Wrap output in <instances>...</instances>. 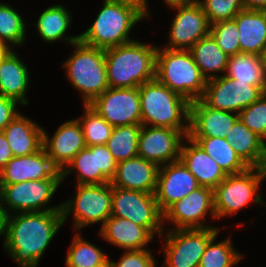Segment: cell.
<instances>
[{
    "label": "cell",
    "mask_w": 266,
    "mask_h": 267,
    "mask_svg": "<svg viewBox=\"0 0 266 267\" xmlns=\"http://www.w3.org/2000/svg\"><path fill=\"white\" fill-rule=\"evenodd\" d=\"M62 226L61 210L10 214L4 218L3 248L19 267H37Z\"/></svg>",
    "instance_id": "obj_1"
},
{
    "label": "cell",
    "mask_w": 266,
    "mask_h": 267,
    "mask_svg": "<svg viewBox=\"0 0 266 267\" xmlns=\"http://www.w3.org/2000/svg\"><path fill=\"white\" fill-rule=\"evenodd\" d=\"M157 48L134 40L105 49L108 86L135 88L155 79Z\"/></svg>",
    "instance_id": "obj_2"
},
{
    "label": "cell",
    "mask_w": 266,
    "mask_h": 267,
    "mask_svg": "<svg viewBox=\"0 0 266 267\" xmlns=\"http://www.w3.org/2000/svg\"><path fill=\"white\" fill-rule=\"evenodd\" d=\"M139 88L141 125L166 127L189 133L190 102L156 78Z\"/></svg>",
    "instance_id": "obj_3"
},
{
    "label": "cell",
    "mask_w": 266,
    "mask_h": 267,
    "mask_svg": "<svg viewBox=\"0 0 266 267\" xmlns=\"http://www.w3.org/2000/svg\"><path fill=\"white\" fill-rule=\"evenodd\" d=\"M155 78L189 102L201 99L207 80L190 50L157 48Z\"/></svg>",
    "instance_id": "obj_4"
},
{
    "label": "cell",
    "mask_w": 266,
    "mask_h": 267,
    "mask_svg": "<svg viewBox=\"0 0 266 267\" xmlns=\"http://www.w3.org/2000/svg\"><path fill=\"white\" fill-rule=\"evenodd\" d=\"M93 24L79 35V40L92 47L107 49L134 41L130 31L144 16L134 7L115 0H103Z\"/></svg>",
    "instance_id": "obj_5"
},
{
    "label": "cell",
    "mask_w": 266,
    "mask_h": 267,
    "mask_svg": "<svg viewBox=\"0 0 266 267\" xmlns=\"http://www.w3.org/2000/svg\"><path fill=\"white\" fill-rule=\"evenodd\" d=\"M71 56L63 62L71 86L82 95L83 105H89L109 88L104 49L88 46L80 40L73 43Z\"/></svg>",
    "instance_id": "obj_6"
},
{
    "label": "cell",
    "mask_w": 266,
    "mask_h": 267,
    "mask_svg": "<svg viewBox=\"0 0 266 267\" xmlns=\"http://www.w3.org/2000/svg\"><path fill=\"white\" fill-rule=\"evenodd\" d=\"M266 180V168L249 167L246 171L239 174L227 175L213 189L214 210L216 219L225 216H233L238 211L251 202L257 205H263L266 208V202L262 199L263 181Z\"/></svg>",
    "instance_id": "obj_7"
},
{
    "label": "cell",
    "mask_w": 266,
    "mask_h": 267,
    "mask_svg": "<svg viewBox=\"0 0 266 267\" xmlns=\"http://www.w3.org/2000/svg\"><path fill=\"white\" fill-rule=\"evenodd\" d=\"M75 188V196L61 203L63 225L73 213L76 232L91 224L101 222L102 226L111 216L112 184H76Z\"/></svg>",
    "instance_id": "obj_8"
},
{
    "label": "cell",
    "mask_w": 266,
    "mask_h": 267,
    "mask_svg": "<svg viewBox=\"0 0 266 267\" xmlns=\"http://www.w3.org/2000/svg\"><path fill=\"white\" fill-rule=\"evenodd\" d=\"M61 183L62 179H42L0 185V205L4 215L61 210V204L48 205Z\"/></svg>",
    "instance_id": "obj_9"
},
{
    "label": "cell",
    "mask_w": 266,
    "mask_h": 267,
    "mask_svg": "<svg viewBox=\"0 0 266 267\" xmlns=\"http://www.w3.org/2000/svg\"><path fill=\"white\" fill-rule=\"evenodd\" d=\"M221 228L179 229L160 235L165 260L161 267H198L208 242Z\"/></svg>",
    "instance_id": "obj_10"
},
{
    "label": "cell",
    "mask_w": 266,
    "mask_h": 267,
    "mask_svg": "<svg viewBox=\"0 0 266 267\" xmlns=\"http://www.w3.org/2000/svg\"><path fill=\"white\" fill-rule=\"evenodd\" d=\"M111 216L129 219L145 227L153 236L164 232L163 213L155 194L112 186Z\"/></svg>",
    "instance_id": "obj_11"
},
{
    "label": "cell",
    "mask_w": 266,
    "mask_h": 267,
    "mask_svg": "<svg viewBox=\"0 0 266 267\" xmlns=\"http://www.w3.org/2000/svg\"><path fill=\"white\" fill-rule=\"evenodd\" d=\"M265 91L248 82H238L222 74L208 80L201 100L210 108L231 111L239 114L257 101Z\"/></svg>",
    "instance_id": "obj_12"
},
{
    "label": "cell",
    "mask_w": 266,
    "mask_h": 267,
    "mask_svg": "<svg viewBox=\"0 0 266 267\" xmlns=\"http://www.w3.org/2000/svg\"><path fill=\"white\" fill-rule=\"evenodd\" d=\"M208 213L209 216L216 220L213 189L200 186L180 201L172 204L163 213V224L166 221L172 223L173 228H169L171 230L220 228L218 226H209L205 224L206 222H203Z\"/></svg>",
    "instance_id": "obj_13"
},
{
    "label": "cell",
    "mask_w": 266,
    "mask_h": 267,
    "mask_svg": "<svg viewBox=\"0 0 266 267\" xmlns=\"http://www.w3.org/2000/svg\"><path fill=\"white\" fill-rule=\"evenodd\" d=\"M167 6L176 10L177 14L170 24L169 40L164 48L189 50L209 34L210 24L198 1L173 3Z\"/></svg>",
    "instance_id": "obj_14"
},
{
    "label": "cell",
    "mask_w": 266,
    "mask_h": 267,
    "mask_svg": "<svg viewBox=\"0 0 266 267\" xmlns=\"http://www.w3.org/2000/svg\"><path fill=\"white\" fill-rule=\"evenodd\" d=\"M89 106L111 126L141 125L139 88L106 89Z\"/></svg>",
    "instance_id": "obj_15"
},
{
    "label": "cell",
    "mask_w": 266,
    "mask_h": 267,
    "mask_svg": "<svg viewBox=\"0 0 266 267\" xmlns=\"http://www.w3.org/2000/svg\"><path fill=\"white\" fill-rule=\"evenodd\" d=\"M117 162L106 145H94L79 151L61 171L62 181L76 172L77 184L109 183L115 175Z\"/></svg>",
    "instance_id": "obj_16"
},
{
    "label": "cell",
    "mask_w": 266,
    "mask_h": 267,
    "mask_svg": "<svg viewBox=\"0 0 266 267\" xmlns=\"http://www.w3.org/2000/svg\"><path fill=\"white\" fill-rule=\"evenodd\" d=\"M185 137L180 130L142 125L138 137V156L158 166L178 161Z\"/></svg>",
    "instance_id": "obj_17"
},
{
    "label": "cell",
    "mask_w": 266,
    "mask_h": 267,
    "mask_svg": "<svg viewBox=\"0 0 266 267\" xmlns=\"http://www.w3.org/2000/svg\"><path fill=\"white\" fill-rule=\"evenodd\" d=\"M199 187L195 176L181 160L159 166L155 199L160 211L164 213Z\"/></svg>",
    "instance_id": "obj_18"
},
{
    "label": "cell",
    "mask_w": 266,
    "mask_h": 267,
    "mask_svg": "<svg viewBox=\"0 0 266 267\" xmlns=\"http://www.w3.org/2000/svg\"><path fill=\"white\" fill-rule=\"evenodd\" d=\"M86 147L83 130L77 118L62 123L52 137L43 129V148L59 171Z\"/></svg>",
    "instance_id": "obj_19"
},
{
    "label": "cell",
    "mask_w": 266,
    "mask_h": 267,
    "mask_svg": "<svg viewBox=\"0 0 266 267\" xmlns=\"http://www.w3.org/2000/svg\"><path fill=\"white\" fill-rule=\"evenodd\" d=\"M42 179H62L61 171L52 164L44 148L35 154L12 157L0 171V185Z\"/></svg>",
    "instance_id": "obj_20"
},
{
    "label": "cell",
    "mask_w": 266,
    "mask_h": 267,
    "mask_svg": "<svg viewBox=\"0 0 266 267\" xmlns=\"http://www.w3.org/2000/svg\"><path fill=\"white\" fill-rule=\"evenodd\" d=\"M239 114L217 110L201 99L190 102L189 138H223L228 135Z\"/></svg>",
    "instance_id": "obj_21"
},
{
    "label": "cell",
    "mask_w": 266,
    "mask_h": 267,
    "mask_svg": "<svg viewBox=\"0 0 266 267\" xmlns=\"http://www.w3.org/2000/svg\"><path fill=\"white\" fill-rule=\"evenodd\" d=\"M159 166L140 156L117 163L113 187L155 194Z\"/></svg>",
    "instance_id": "obj_22"
},
{
    "label": "cell",
    "mask_w": 266,
    "mask_h": 267,
    "mask_svg": "<svg viewBox=\"0 0 266 267\" xmlns=\"http://www.w3.org/2000/svg\"><path fill=\"white\" fill-rule=\"evenodd\" d=\"M186 142L190 145L188 146ZM180 160L200 186L214 189L227 174L194 140L186 136L180 148Z\"/></svg>",
    "instance_id": "obj_23"
},
{
    "label": "cell",
    "mask_w": 266,
    "mask_h": 267,
    "mask_svg": "<svg viewBox=\"0 0 266 267\" xmlns=\"http://www.w3.org/2000/svg\"><path fill=\"white\" fill-rule=\"evenodd\" d=\"M98 234L109 244L125 251L147 249V244L155 237L145 227L115 216L104 222Z\"/></svg>",
    "instance_id": "obj_24"
},
{
    "label": "cell",
    "mask_w": 266,
    "mask_h": 267,
    "mask_svg": "<svg viewBox=\"0 0 266 267\" xmlns=\"http://www.w3.org/2000/svg\"><path fill=\"white\" fill-rule=\"evenodd\" d=\"M30 72L15 49H10L0 60V95L16 100L19 105L28 104Z\"/></svg>",
    "instance_id": "obj_25"
},
{
    "label": "cell",
    "mask_w": 266,
    "mask_h": 267,
    "mask_svg": "<svg viewBox=\"0 0 266 267\" xmlns=\"http://www.w3.org/2000/svg\"><path fill=\"white\" fill-rule=\"evenodd\" d=\"M2 132L14 157L35 154L43 148V128L21 112Z\"/></svg>",
    "instance_id": "obj_26"
},
{
    "label": "cell",
    "mask_w": 266,
    "mask_h": 267,
    "mask_svg": "<svg viewBox=\"0 0 266 267\" xmlns=\"http://www.w3.org/2000/svg\"><path fill=\"white\" fill-rule=\"evenodd\" d=\"M233 19L238 28L240 53L260 56L266 48V10L243 9Z\"/></svg>",
    "instance_id": "obj_27"
},
{
    "label": "cell",
    "mask_w": 266,
    "mask_h": 267,
    "mask_svg": "<svg viewBox=\"0 0 266 267\" xmlns=\"http://www.w3.org/2000/svg\"><path fill=\"white\" fill-rule=\"evenodd\" d=\"M225 139L249 167L266 168V142L239 118Z\"/></svg>",
    "instance_id": "obj_28"
},
{
    "label": "cell",
    "mask_w": 266,
    "mask_h": 267,
    "mask_svg": "<svg viewBox=\"0 0 266 267\" xmlns=\"http://www.w3.org/2000/svg\"><path fill=\"white\" fill-rule=\"evenodd\" d=\"M72 14L63 4H55L47 7L37 18L35 25L37 33L47 43L66 41L68 45L79 41V35L67 36L66 32L71 28Z\"/></svg>",
    "instance_id": "obj_29"
},
{
    "label": "cell",
    "mask_w": 266,
    "mask_h": 267,
    "mask_svg": "<svg viewBox=\"0 0 266 267\" xmlns=\"http://www.w3.org/2000/svg\"><path fill=\"white\" fill-rule=\"evenodd\" d=\"M189 50L207 81L222 76L217 73H226L229 56L222 51L210 34L200 39Z\"/></svg>",
    "instance_id": "obj_30"
},
{
    "label": "cell",
    "mask_w": 266,
    "mask_h": 267,
    "mask_svg": "<svg viewBox=\"0 0 266 267\" xmlns=\"http://www.w3.org/2000/svg\"><path fill=\"white\" fill-rule=\"evenodd\" d=\"M194 140L227 175L239 174L246 171L249 166L227 142L225 137L191 138Z\"/></svg>",
    "instance_id": "obj_31"
},
{
    "label": "cell",
    "mask_w": 266,
    "mask_h": 267,
    "mask_svg": "<svg viewBox=\"0 0 266 267\" xmlns=\"http://www.w3.org/2000/svg\"><path fill=\"white\" fill-rule=\"evenodd\" d=\"M224 75L238 82H248L249 85L259 86L266 92V77L261 56L248 53L229 56Z\"/></svg>",
    "instance_id": "obj_32"
},
{
    "label": "cell",
    "mask_w": 266,
    "mask_h": 267,
    "mask_svg": "<svg viewBox=\"0 0 266 267\" xmlns=\"http://www.w3.org/2000/svg\"><path fill=\"white\" fill-rule=\"evenodd\" d=\"M142 125H125L113 128L105 144L116 162L126 161L138 156V137Z\"/></svg>",
    "instance_id": "obj_33"
},
{
    "label": "cell",
    "mask_w": 266,
    "mask_h": 267,
    "mask_svg": "<svg viewBox=\"0 0 266 267\" xmlns=\"http://www.w3.org/2000/svg\"><path fill=\"white\" fill-rule=\"evenodd\" d=\"M26 22L16 11V8L8 3L0 2V41L10 49L21 46L26 41Z\"/></svg>",
    "instance_id": "obj_34"
},
{
    "label": "cell",
    "mask_w": 266,
    "mask_h": 267,
    "mask_svg": "<svg viewBox=\"0 0 266 267\" xmlns=\"http://www.w3.org/2000/svg\"><path fill=\"white\" fill-rule=\"evenodd\" d=\"M81 233H75L65 256V267H96L103 264L109 256L95 244L85 240Z\"/></svg>",
    "instance_id": "obj_35"
},
{
    "label": "cell",
    "mask_w": 266,
    "mask_h": 267,
    "mask_svg": "<svg viewBox=\"0 0 266 267\" xmlns=\"http://www.w3.org/2000/svg\"><path fill=\"white\" fill-rule=\"evenodd\" d=\"M217 233L206 246L198 267H234L243 255L234 249L231 236L216 243Z\"/></svg>",
    "instance_id": "obj_36"
},
{
    "label": "cell",
    "mask_w": 266,
    "mask_h": 267,
    "mask_svg": "<svg viewBox=\"0 0 266 267\" xmlns=\"http://www.w3.org/2000/svg\"><path fill=\"white\" fill-rule=\"evenodd\" d=\"M83 107V116L77 120L81 124L86 146L105 145L114 127L89 105H83Z\"/></svg>",
    "instance_id": "obj_37"
},
{
    "label": "cell",
    "mask_w": 266,
    "mask_h": 267,
    "mask_svg": "<svg viewBox=\"0 0 266 267\" xmlns=\"http://www.w3.org/2000/svg\"><path fill=\"white\" fill-rule=\"evenodd\" d=\"M209 34L228 56L240 53L239 33L234 19L211 24Z\"/></svg>",
    "instance_id": "obj_38"
},
{
    "label": "cell",
    "mask_w": 266,
    "mask_h": 267,
    "mask_svg": "<svg viewBox=\"0 0 266 267\" xmlns=\"http://www.w3.org/2000/svg\"><path fill=\"white\" fill-rule=\"evenodd\" d=\"M206 14L209 24L233 19L244 9L242 0H197Z\"/></svg>",
    "instance_id": "obj_39"
},
{
    "label": "cell",
    "mask_w": 266,
    "mask_h": 267,
    "mask_svg": "<svg viewBox=\"0 0 266 267\" xmlns=\"http://www.w3.org/2000/svg\"><path fill=\"white\" fill-rule=\"evenodd\" d=\"M243 124L266 142V92L239 113Z\"/></svg>",
    "instance_id": "obj_40"
},
{
    "label": "cell",
    "mask_w": 266,
    "mask_h": 267,
    "mask_svg": "<svg viewBox=\"0 0 266 267\" xmlns=\"http://www.w3.org/2000/svg\"><path fill=\"white\" fill-rule=\"evenodd\" d=\"M149 249L124 251L120 260H111L112 267H158L155 256Z\"/></svg>",
    "instance_id": "obj_41"
},
{
    "label": "cell",
    "mask_w": 266,
    "mask_h": 267,
    "mask_svg": "<svg viewBox=\"0 0 266 267\" xmlns=\"http://www.w3.org/2000/svg\"><path fill=\"white\" fill-rule=\"evenodd\" d=\"M18 104L16 100L0 95V131L20 113L17 109Z\"/></svg>",
    "instance_id": "obj_42"
},
{
    "label": "cell",
    "mask_w": 266,
    "mask_h": 267,
    "mask_svg": "<svg viewBox=\"0 0 266 267\" xmlns=\"http://www.w3.org/2000/svg\"><path fill=\"white\" fill-rule=\"evenodd\" d=\"M14 157L8 141L5 138V135L0 131V171L5 167L8 161Z\"/></svg>",
    "instance_id": "obj_43"
},
{
    "label": "cell",
    "mask_w": 266,
    "mask_h": 267,
    "mask_svg": "<svg viewBox=\"0 0 266 267\" xmlns=\"http://www.w3.org/2000/svg\"><path fill=\"white\" fill-rule=\"evenodd\" d=\"M122 4H126L134 7L139 13H141L145 18L150 17L149 5L147 0H115Z\"/></svg>",
    "instance_id": "obj_44"
},
{
    "label": "cell",
    "mask_w": 266,
    "mask_h": 267,
    "mask_svg": "<svg viewBox=\"0 0 266 267\" xmlns=\"http://www.w3.org/2000/svg\"><path fill=\"white\" fill-rule=\"evenodd\" d=\"M244 9L266 10V0H242Z\"/></svg>",
    "instance_id": "obj_45"
},
{
    "label": "cell",
    "mask_w": 266,
    "mask_h": 267,
    "mask_svg": "<svg viewBox=\"0 0 266 267\" xmlns=\"http://www.w3.org/2000/svg\"><path fill=\"white\" fill-rule=\"evenodd\" d=\"M10 48L4 43L0 41V60L7 54Z\"/></svg>",
    "instance_id": "obj_46"
},
{
    "label": "cell",
    "mask_w": 266,
    "mask_h": 267,
    "mask_svg": "<svg viewBox=\"0 0 266 267\" xmlns=\"http://www.w3.org/2000/svg\"><path fill=\"white\" fill-rule=\"evenodd\" d=\"M4 218H5V215L0 205V236L2 237H4Z\"/></svg>",
    "instance_id": "obj_47"
},
{
    "label": "cell",
    "mask_w": 266,
    "mask_h": 267,
    "mask_svg": "<svg viewBox=\"0 0 266 267\" xmlns=\"http://www.w3.org/2000/svg\"><path fill=\"white\" fill-rule=\"evenodd\" d=\"M164 3H166L165 5H170L173 3H184V2H193V1H197V0H163Z\"/></svg>",
    "instance_id": "obj_48"
},
{
    "label": "cell",
    "mask_w": 266,
    "mask_h": 267,
    "mask_svg": "<svg viewBox=\"0 0 266 267\" xmlns=\"http://www.w3.org/2000/svg\"><path fill=\"white\" fill-rule=\"evenodd\" d=\"M260 56H261V60H262V66H263L264 74L266 77V48Z\"/></svg>",
    "instance_id": "obj_49"
},
{
    "label": "cell",
    "mask_w": 266,
    "mask_h": 267,
    "mask_svg": "<svg viewBox=\"0 0 266 267\" xmlns=\"http://www.w3.org/2000/svg\"><path fill=\"white\" fill-rule=\"evenodd\" d=\"M111 258H108L103 264H100L96 267H112Z\"/></svg>",
    "instance_id": "obj_50"
}]
</instances>
